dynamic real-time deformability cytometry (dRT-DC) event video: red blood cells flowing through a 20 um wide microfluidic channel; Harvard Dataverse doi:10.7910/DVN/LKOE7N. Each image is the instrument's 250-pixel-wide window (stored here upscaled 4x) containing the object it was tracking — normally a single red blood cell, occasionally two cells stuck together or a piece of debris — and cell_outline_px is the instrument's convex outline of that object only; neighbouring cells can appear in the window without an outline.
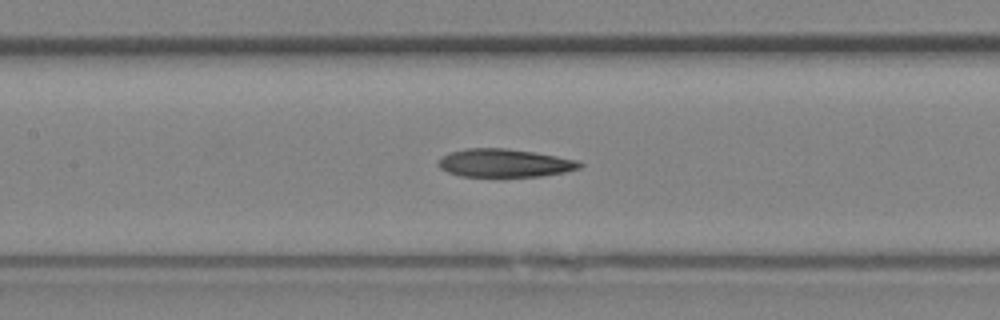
{"species": "Egyptian fruit bat (a non-hibernating species)", "species_latin": "Rousettus aegyptiacus", "temperature_condition": "room temperature", "stored_images_in_passage": 23, "camera_frame_rate_fps": 3000, "um_per_image_px": 0.085, "animal": {"sex": "female"}, "frame": {"image": 1, "passage_image": 7, "time_ms": 2.0, "image_size_px": [1000, 320], "cell_outline_px": [[584, 164], [580, 168], [564, 172], [540, 176], [460, 176], [448, 172], [440, 168], [436, 164], [440, 156], [448, 152], [468, 148], [504, 148], [532, 152], [556, 156], [576, 160]], "centroid_in_image_um": [42.82, 13.85], "position_along_channel_um": 164.6, "area_um2": 23.12}}